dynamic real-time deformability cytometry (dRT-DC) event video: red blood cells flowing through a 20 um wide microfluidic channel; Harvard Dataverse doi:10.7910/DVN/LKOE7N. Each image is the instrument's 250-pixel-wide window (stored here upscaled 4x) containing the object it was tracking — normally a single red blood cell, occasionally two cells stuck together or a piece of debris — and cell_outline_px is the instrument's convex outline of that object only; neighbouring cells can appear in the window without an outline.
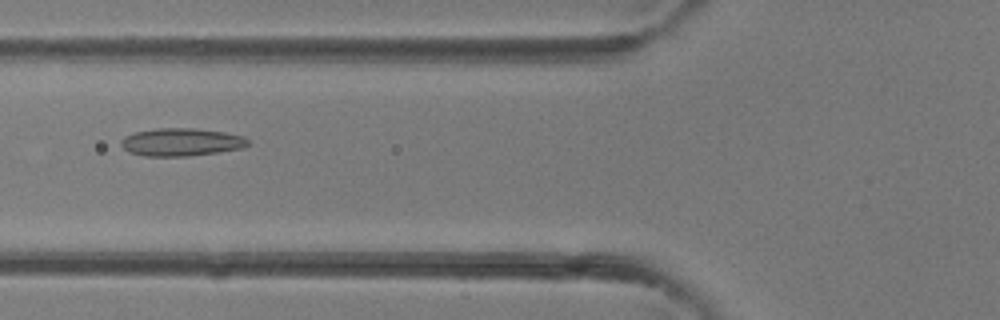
{"species": "common noctule bat (a hibernating species)", "species_latin": "Nyctalus noctula", "temperature_condition": "room temperature", "stored_images_in_passage": 41, "camera_frame_rate_fps": 3000, "um_per_image_px": 0.085, "animal": {"sex": "female"}, "frame": {"image": 1, "passage_image": 16, "time_ms": 5.0, "image_size_px": [1000, 320], "cell_outline_px": [[248, 144], [244, 148], [188, 156], [144, 156], [128, 152], [120, 144], [120, 140], [124, 136], [136, 132], [156, 128], [192, 128], [224, 132], [244, 136], [248, 140]], "centroid_in_image_um": [15.38, 12.08], "position_along_channel_um": 110.4, "area_um2": 20.58}}
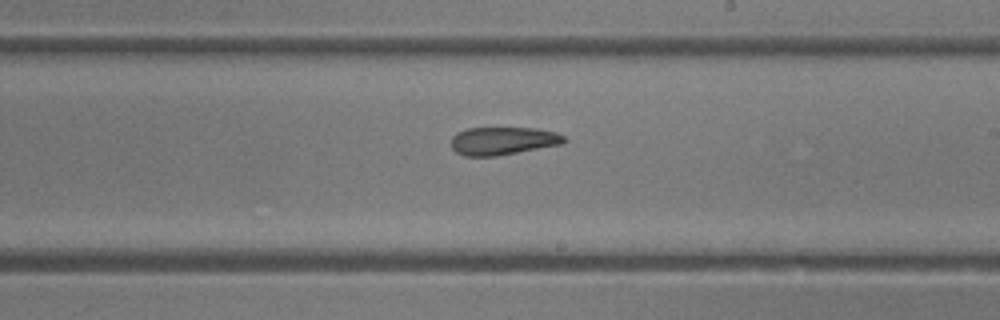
{"frame": {"image": 2, "passage_image": 24, "time_ms": 7.667, "image_size_px": [1000, 320], "cell_outline_px": [[564, 144], [496, 156], [464, 156], [456, 152], [452, 148], [452, 136], [456, 132], [468, 128], [536, 128], [556, 132], [564, 136]], "centroid_in_image_um": [42.74, 11.97], "position_along_channel_um": 246.3, "area_um2": 18.44}}
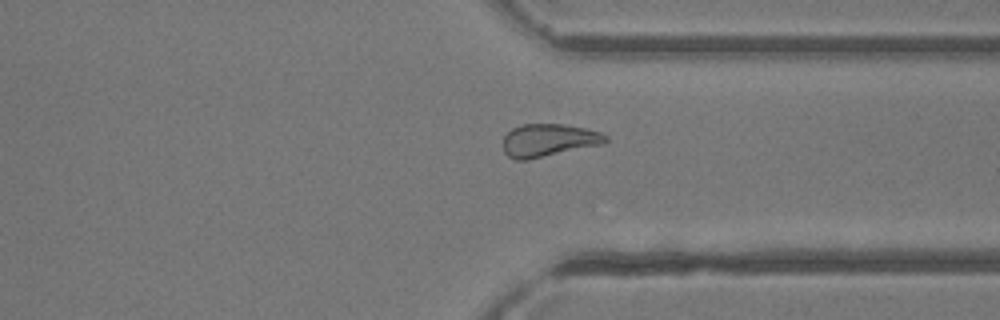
{"frame": {"image": 3, "passage_image": 31, "time_ms": 10.0, "image_size_px": [1000, 320], "cell_outline_px": [[608, 140], [604, 144], [528, 160], [516, 160], [508, 156], [504, 152], [504, 136], [512, 128], [520, 124], [564, 124], [584, 128], [600, 132], [608, 136]], "centroid_in_image_um": [46.64, 11.92], "position_along_channel_um": 364.8, "area_um2": 19.71}}